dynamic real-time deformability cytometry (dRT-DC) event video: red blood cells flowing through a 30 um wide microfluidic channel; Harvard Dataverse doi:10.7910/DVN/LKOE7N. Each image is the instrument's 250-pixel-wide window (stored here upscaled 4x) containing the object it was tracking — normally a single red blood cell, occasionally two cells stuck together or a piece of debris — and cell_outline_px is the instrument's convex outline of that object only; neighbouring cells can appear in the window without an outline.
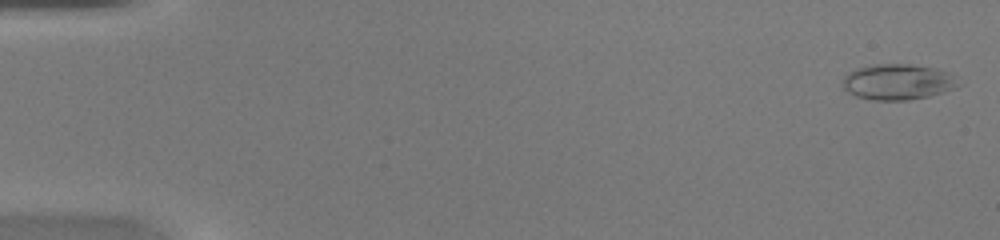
{"species": "common noctule bat (a hibernating species)", "species_latin": "Nyctalus noctula", "temperature_condition": "warm", "stored_images_in_passage": 49, "camera_frame_rate_fps": 3000, "um_per_image_px": 0.085, "animal": {"sex": "female", "body_mass_g": 20.0, "forearm_length_mm": 54.0}, "frame": {"image": 1, "passage_image": 1, "time_ms": 0.0, "image_size_px": [1000, 240], "cell_outline_px": [[964, 84], [956, 88], [944, 92], [928, 96], [908, 100], [872, 100], [856, 96], [848, 92], [844, 88], [844, 76], [848, 72], [856, 68], [872, 64], [908, 64], [936, 68], [952, 72]], "centroid_in_image_um": [76.4, 6.95], "position_along_channel_um": 8.6, "area_um2": 24.51}}
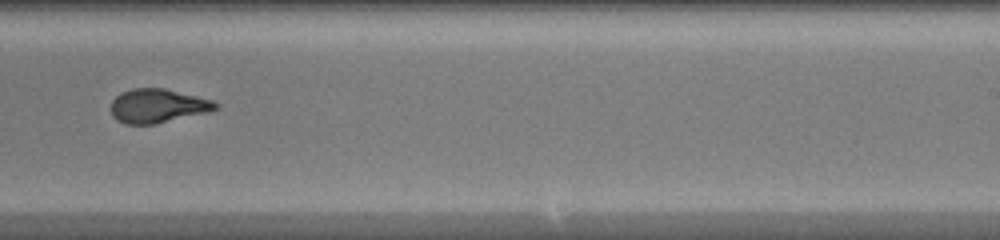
{"frame": {"image": 2, "passage_image": 31, "time_ms": 10.0, "image_size_px": [1000, 240], "cell_outline_px": [[220, 104], [216, 108], [208, 112], [156, 124], [124, 124], [116, 120], [112, 116], [112, 100], [120, 92], [132, 88], [164, 88], [212, 100]], "centroid_in_image_um": [13.38, 9.0], "position_along_channel_um": 275.6, "area_um2": 20.69}}
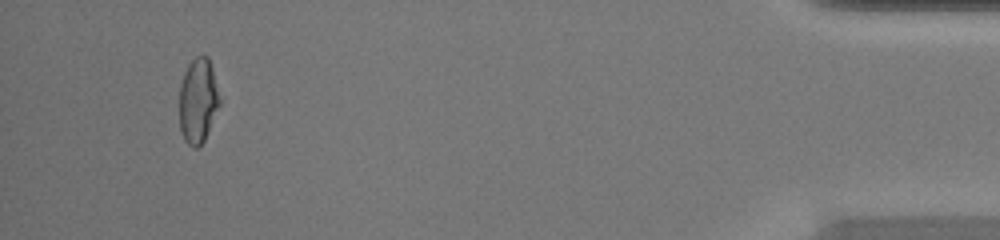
{"frame": {"image": 3, "passage_image": 46, "time_ms": 15.0, "image_size_px": [1000, 240], "cell_outline_px": [[220, 104], [204, 140], [196, 148], [192, 148], [184, 140], [180, 128], [180, 84], [184, 72], [188, 64], [196, 56], [208, 56], [212, 68], [220, 100]], "centroid_in_image_um": [16.82, 8.56], "position_along_channel_um": 418.4, "area_um2": 19.71}, "authors_computed_cell_mechanics": {"area_um2": 21.386, "velocity_mm_per_s": 4.2447, "shape_relaxation_time_tau1_ms": 9.7471, "shape_relaxation_time_tau2_ms": 1.2059, "deformation_change_tau1": 0.2873, "deformation_change_tau2": 0.0745}}